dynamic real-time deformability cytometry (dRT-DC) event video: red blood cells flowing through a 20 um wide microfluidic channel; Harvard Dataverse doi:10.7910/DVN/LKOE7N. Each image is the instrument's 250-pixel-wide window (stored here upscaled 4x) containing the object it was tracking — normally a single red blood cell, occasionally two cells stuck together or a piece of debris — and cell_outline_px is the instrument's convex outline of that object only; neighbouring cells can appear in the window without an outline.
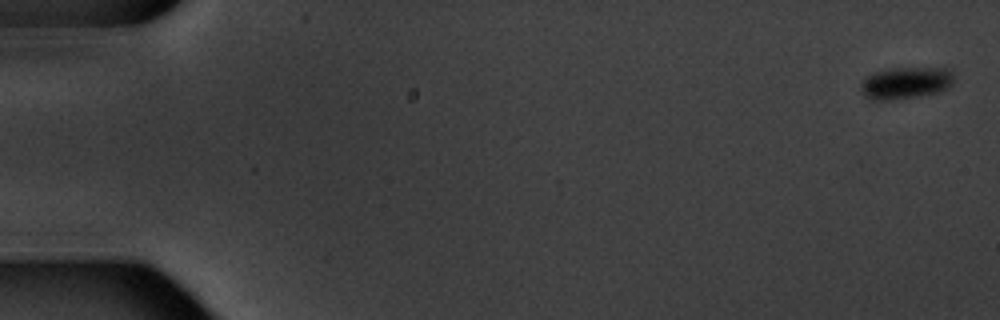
{"species": "common noctule bat (a hibernating species)", "species_latin": "Nyctalus noctula", "temperature_condition": "warm", "stored_images_in_passage": 7, "camera_frame_rate_fps": 3000, "um_per_image_px": 0.085, "animal": {"sex": "male", "body_mass_g": 20.1, "forearm_length_mm": 53.5}, "frame": {"image": 1, "passage_image": 1, "time_ms": 0.0, "image_size_px": [1000, 320], "cell_outline_px": [[952, 84], [948, 88], [940, 92], [916, 96], [888, 100], [872, 100], [864, 96], [860, 88], [864, 80], [868, 76], [876, 72], [888, 68], [948, 68], [952, 72]], "centroid_in_image_um": [76.99, 7.05], "position_along_channel_um": 8.0, "area_um2": 17.17}}
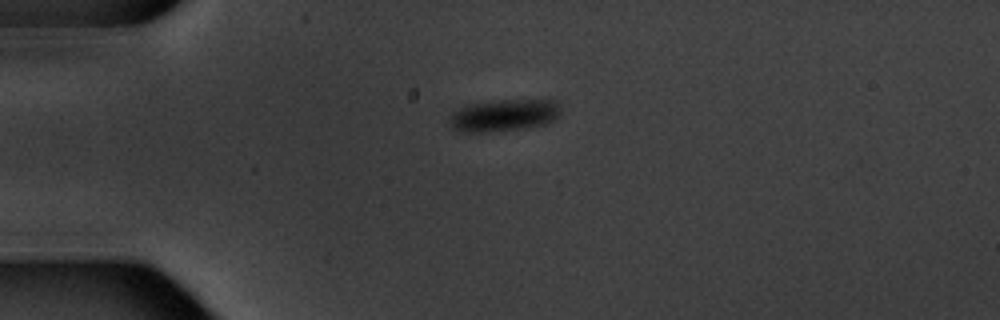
{"frame": {"image": 2, "passage_image": 5, "time_ms": 4.667, "image_size_px": [1000, 320], "cell_outline_px": [[560, 116], [556, 120], [544, 124], [524, 128], [492, 132], [460, 132], [452, 128], [448, 124], [448, 120], [452, 112], [468, 104], [500, 100], [556, 100], [560, 108]], "centroid_in_image_um": [42.82, 9.81], "position_along_channel_um": 42.2, "area_um2": 21.04}}